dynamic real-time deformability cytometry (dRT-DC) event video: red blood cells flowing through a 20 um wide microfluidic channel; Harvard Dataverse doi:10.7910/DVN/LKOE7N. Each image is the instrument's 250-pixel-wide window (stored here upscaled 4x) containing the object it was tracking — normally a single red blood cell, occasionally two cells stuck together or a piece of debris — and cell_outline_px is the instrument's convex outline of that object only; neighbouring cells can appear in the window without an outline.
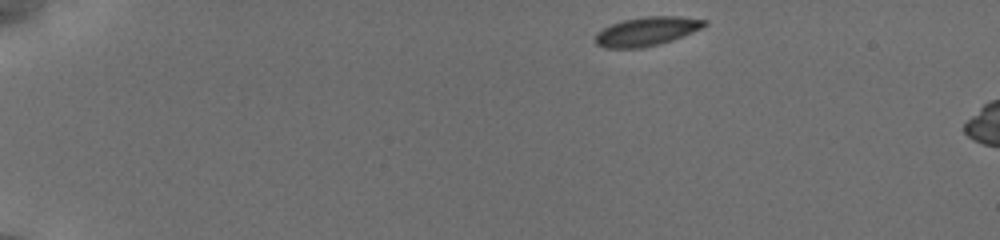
{"species": "common noctule bat (a hibernating species)", "species_latin": "Nyctalus noctula", "temperature_condition": "cold", "stored_images_in_passage": 46, "camera_frame_rate_fps": 3000, "um_per_image_px": 0.085, "animal": {"sex": "female", "body_mass_g": 19.5, "forearm_length_mm": 54.1}, "frame": {"image": 1, "passage_image": 1, "time_ms": 0.0, "image_size_px": [1000, 240], "cell_outline_px": [[708, 24], [692, 32], [672, 40], [660, 44], [640, 48], [604, 48], [596, 44], [596, 32], [612, 24], [624, 20], [648, 16], [676, 16], [708, 20]], "centroid_in_image_um": [54.97, 2.67], "position_along_channel_um": 30.0, "area_um2": 18.21}}
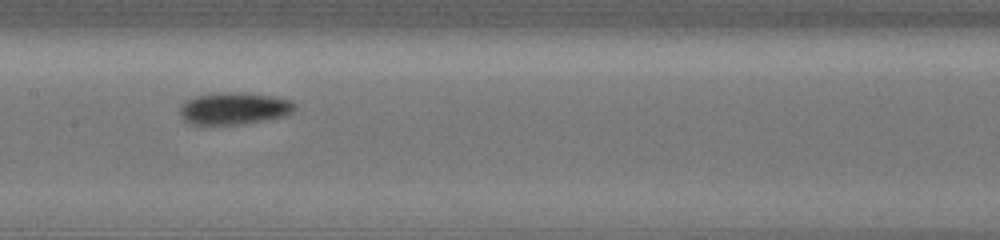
{"frame": {"image": 2, "passage_image": 21, "time_ms": 6.667, "image_size_px": [1000, 240], "cell_outline_px": [[296, 108], [292, 112], [284, 116], [240, 124], [188, 124], [180, 116], [180, 108], [188, 100], [196, 96], [220, 92], [240, 92], [272, 96], [288, 100], [296, 104]], "centroid_in_image_um": [19.89, 9.21], "position_along_channel_um": 187.5, "area_um2": 21.21}}
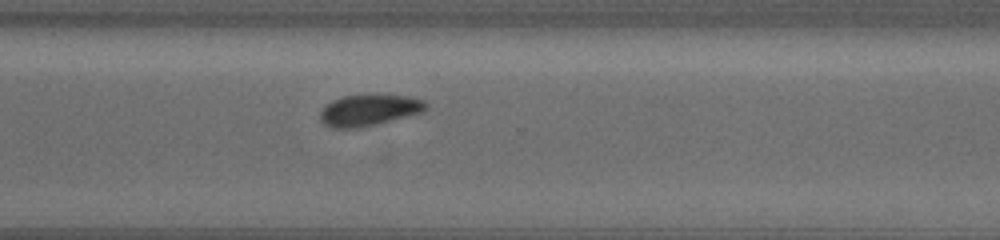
{"frame": {"image": 3, "passage_image": 33, "time_ms": 10.667, "image_size_px": [1000, 240], "cell_outline_px": [[428, 104], [420, 112], [376, 124], [360, 128], [332, 128], [324, 124], [320, 120], [320, 112], [332, 100], [344, 96], [408, 96], [424, 100]], "centroid_in_image_um": [31.32, 9.38], "position_along_channel_um": 339.3, "area_um2": 18.67}, "authors_computed_cell_mechanics": {"area_um2": 18.6694, "velocity_mm_per_s": 3.7984, "shape_relaxation_time_tau1_ms": 9.0944, "shape_relaxation_time_tau2_ms": null, "deformation_change_tau1": 0.1945, "deformation_change_tau2": null}}